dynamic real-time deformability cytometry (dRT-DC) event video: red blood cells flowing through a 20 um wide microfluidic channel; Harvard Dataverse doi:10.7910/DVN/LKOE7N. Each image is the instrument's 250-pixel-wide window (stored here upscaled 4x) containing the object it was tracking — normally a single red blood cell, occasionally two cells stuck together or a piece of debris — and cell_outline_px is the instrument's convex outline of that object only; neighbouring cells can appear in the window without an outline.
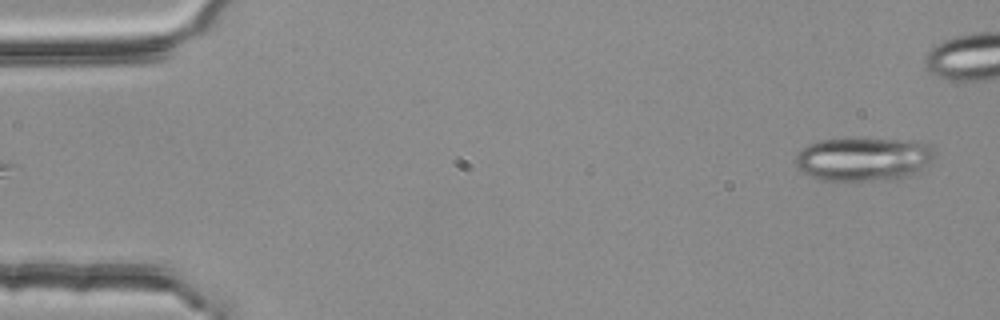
{"species": "common noctule bat (a hibernating species)", "species_latin": "Nyctalus noctula", "temperature_condition": "room temperature", "stored_images_in_passage": 4, "segment_of_instrument_passage": [2, 2], "camera_frame_rate_fps": 3000, "um_per_image_px": 0.085, "animal": {"sex": "female", "body_mass_g": 25.1}, "frame": {"image": 1, "passage_image": 4, "time_ms": 1.0, "image_size_px": [1000, 320], "cell_outline_px": [[932, 156], [928, 164], [920, 172], [912, 176], [900, 180], [820, 180], [796, 168], [796, 152], [800, 148], [808, 144], [820, 140], [916, 140], [928, 144], [932, 148]], "centroid_in_image_um": [73.4, 13.55], "position_along_channel_um": 11.6, "area_um2": 35.32}}